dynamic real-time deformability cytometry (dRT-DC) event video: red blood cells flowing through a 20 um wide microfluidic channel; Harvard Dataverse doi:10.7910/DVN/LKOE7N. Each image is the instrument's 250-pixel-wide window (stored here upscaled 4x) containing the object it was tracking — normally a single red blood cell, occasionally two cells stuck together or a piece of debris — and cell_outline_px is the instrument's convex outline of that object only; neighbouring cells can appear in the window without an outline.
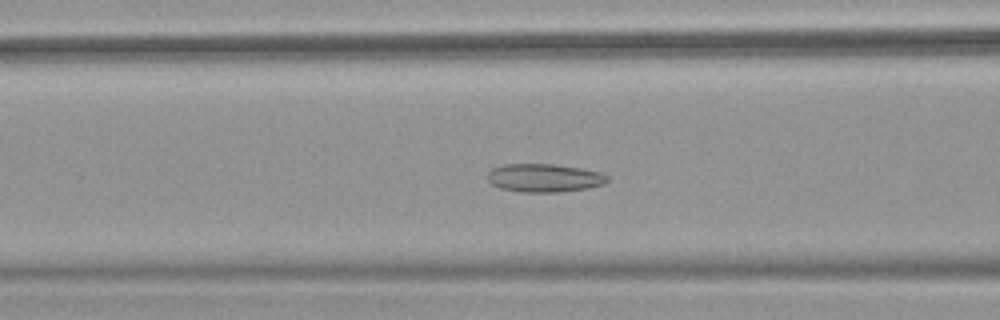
{"species": "common noctule bat (a hibernating species)", "species_latin": "Nyctalus noctula", "temperature_condition": "warm", "stored_images_in_passage": 51, "camera_frame_rate_fps": 3000, "um_per_image_px": 0.085, "animal": {"sex": "female", "body_mass_g": 18.4}, "frame": {"image": 1, "passage_image": 21, "time_ms": 6.667, "image_size_px": [1000, 320], "cell_outline_px": [[608, 180], [604, 184], [588, 188], [560, 192], [520, 192], [500, 188], [492, 184], [488, 180], [488, 172], [492, 168], [504, 164], [556, 164], [580, 168], [600, 172], [608, 176]], "centroid_in_image_um": [46.26, 15.12], "position_along_channel_um": 120.3, "area_um2": 19.83}}
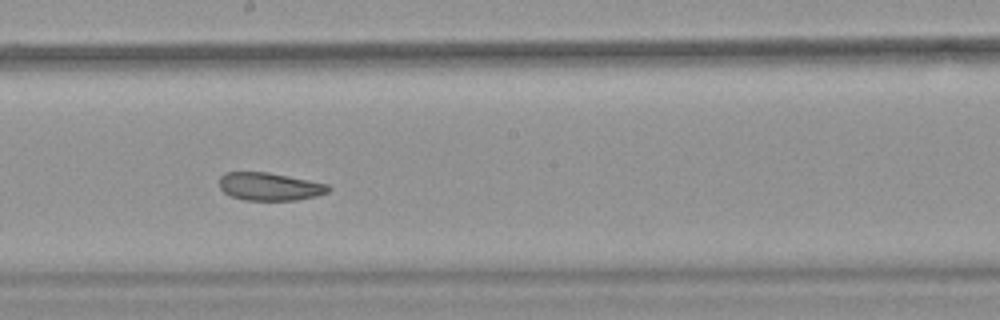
{"frame": {"image": 2, "passage_image": 29, "time_ms": 9.333, "image_size_px": [1000, 320], "cell_outline_px": [[332, 188], [328, 192], [316, 196], [296, 200], [244, 200], [232, 196], [224, 192], [220, 188], [220, 176], [224, 172], [268, 172], [328, 184]], "centroid_in_image_um": [22.92, 15.85], "position_along_channel_um": 225.3, "area_um2": 17.69}}
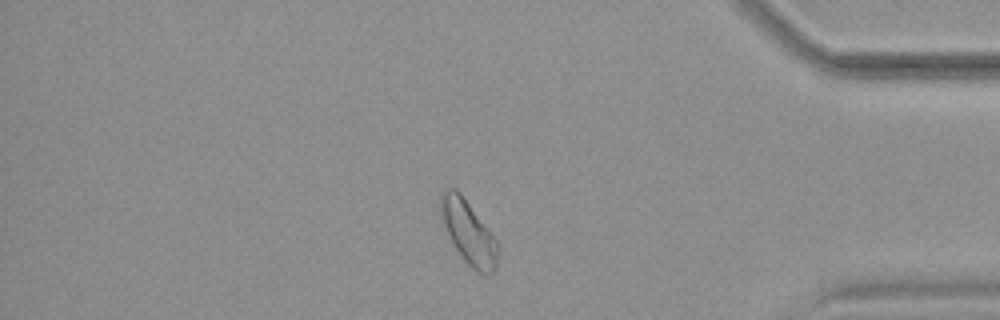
{"frame": {"image": 3, "passage_image": 44, "time_ms": 14.333, "image_size_px": [1000, 320], "cell_outline_px": [[496, 268], [488, 276], [484, 276], [476, 272], [464, 260], [448, 236], [440, 216], [440, 192], [444, 188], [456, 188], [460, 192], [496, 240]], "centroid_in_image_um": [39.77, 19.73], "position_along_channel_um": 395.4, "area_um2": 20.87}, "authors_computed_cell_mechanics": {"area_um2": 20.8658, "velocity_mm_per_s": 3.9538, "shape_relaxation_time_tau1_ms": 9.6818, "shape_relaxation_time_tau2_ms": 2.3328, "deformation_change_tau1": 0.1397, "deformation_change_tau2": 0.0786}}